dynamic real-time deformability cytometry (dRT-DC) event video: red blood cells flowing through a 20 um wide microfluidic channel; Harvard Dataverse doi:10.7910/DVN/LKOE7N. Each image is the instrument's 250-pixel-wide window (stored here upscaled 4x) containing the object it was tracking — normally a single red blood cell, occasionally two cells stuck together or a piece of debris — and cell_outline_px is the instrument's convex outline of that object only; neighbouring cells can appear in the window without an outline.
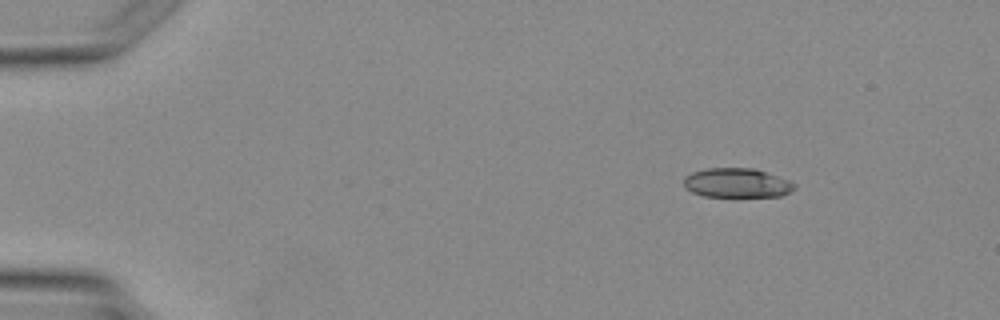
{"species": "Egyptian fruit bat (a non-hibernating species)", "species_latin": "Rousettus aegyptiacus", "temperature_condition": "warm", "stored_images_in_passage": 4, "segment_of_instrument_passage": [1, 2], "camera_frame_rate_fps": 3000, "um_per_image_px": 0.085, "animal": {"sex": "female"}, "frame": {"image": 1, "passage_image": 1, "time_ms": 0.0, "image_size_px": [1000, 320], "cell_outline_px": [[796, 188], [780, 196], [704, 196], [692, 192], [684, 188], [684, 176], [692, 172], [704, 168], [756, 168], [788, 180], [796, 184]], "centroid_in_image_um": [62.6, 15.53], "position_along_channel_um": 22.4, "area_um2": 18.96}}
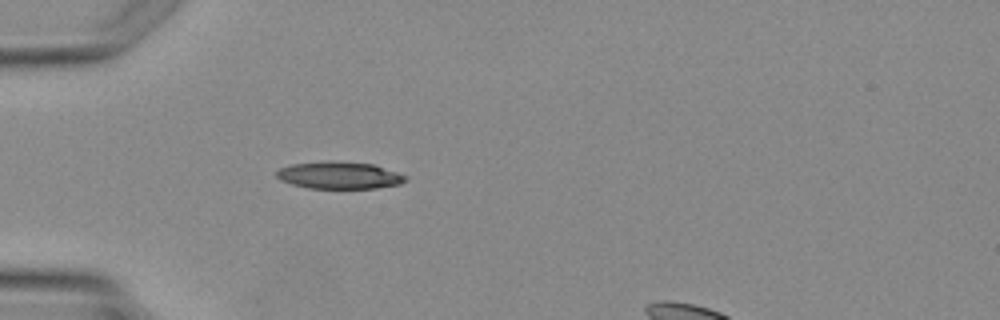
{"frame": {"image": 2, "passage_image": 3, "time_ms": 2.333, "image_size_px": [1000, 320], "cell_outline_px": [[408, 180], [400, 184], [376, 188], [308, 188], [292, 184], [280, 180], [276, 176], [276, 172], [280, 168], [292, 164], [372, 164], [408, 176]], "centroid_in_image_um": [28.88, 14.96], "position_along_channel_um": 56.1, "area_um2": 19.25}}